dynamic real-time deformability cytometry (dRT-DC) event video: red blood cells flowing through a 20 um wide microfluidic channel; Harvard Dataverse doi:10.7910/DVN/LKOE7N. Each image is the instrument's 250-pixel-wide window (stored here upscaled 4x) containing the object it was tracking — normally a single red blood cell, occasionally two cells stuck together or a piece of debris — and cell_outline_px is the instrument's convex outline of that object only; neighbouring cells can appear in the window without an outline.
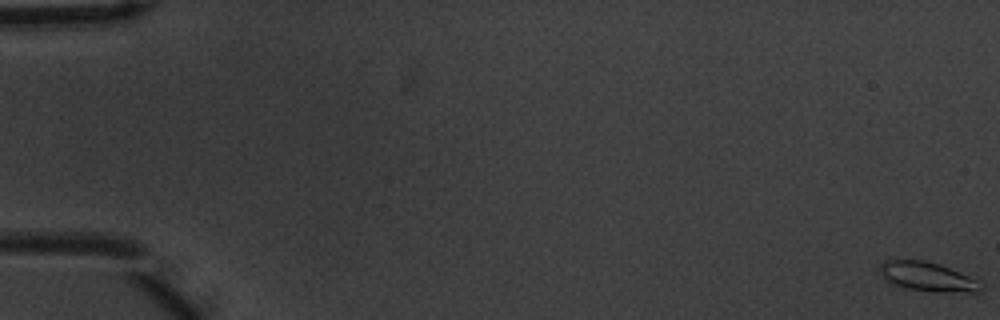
{"species": "common noctule bat (a hibernating species)", "species_latin": "Nyctalus noctula", "temperature_condition": "warm", "stored_images_in_passage": 57, "camera_frame_rate_fps": 3000, "um_per_image_px": 0.085, "animal": {"sex": "male", "body_mass_g": 20.1, "forearm_length_mm": 53.5}, "frame": {"image": 1, "passage_image": 1, "time_ms": 0.0, "image_size_px": [1000, 320], "cell_outline_px": [[984, 288], [972, 292], [928, 292], [908, 288], [892, 284], [880, 272], [880, 264], [884, 260], [924, 260], [940, 264], [968, 276], [976, 280]], "centroid_in_image_um": [78.82, 23.52], "position_along_channel_um": 6.2, "area_um2": 16.94}}
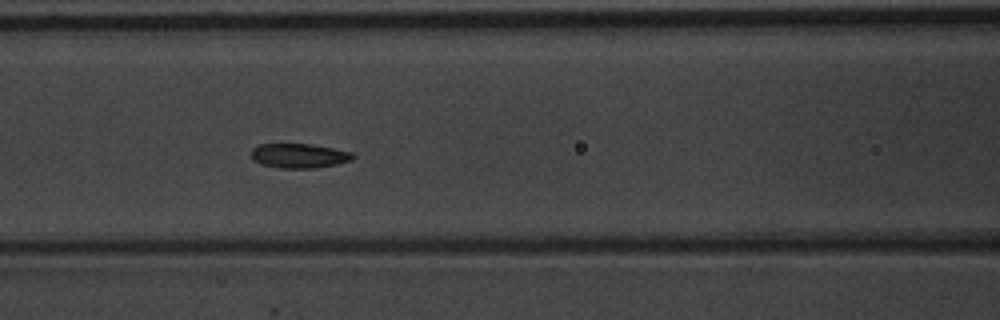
{"frame": {"image": 2, "passage_image": 26, "time_ms": 8.333, "image_size_px": [1000, 320], "cell_outline_px": [[356, 156], [352, 160], [336, 164], [316, 168], [280, 168], [260, 164], [252, 156], [252, 148], [260, 144], [312, 144], [352, 152]], "centroid_in_image_um": [25.45, 13.24], "position_along_channel_um": 141.1, "area_um2": 14.45}}
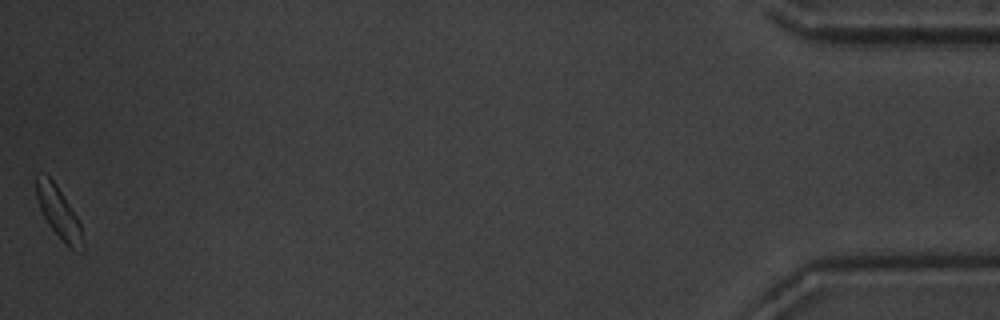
{"frame": {"image": 3, "passage_image": 57, "time_ms": 18.667, "image_size_px": [1000, 320], "cell_outline_px": [[84, 252], [80, 252], [72, 248], [48, 224], [40, 208], [36, 196], [36, 176], [48, 176], [56, 184], [76, 216], [80, 224], [84, 244]], "centroid_in_image_um": [5.01, 18.09], "position_along_channel_um": 430.2, "area_um2": 13.29}, "authors_computed_cell_mechanics": {"area_um2": 14.8546, "velocity_mm_per_s": 3.6743, "shape_relaxation_time_tau1_ms": 2.4509, "shape_relaxation_time_tau2_ms": 4.7433, "deformation_change_tau1": 0.0729, "deformation_change_tau2": 0.082}}